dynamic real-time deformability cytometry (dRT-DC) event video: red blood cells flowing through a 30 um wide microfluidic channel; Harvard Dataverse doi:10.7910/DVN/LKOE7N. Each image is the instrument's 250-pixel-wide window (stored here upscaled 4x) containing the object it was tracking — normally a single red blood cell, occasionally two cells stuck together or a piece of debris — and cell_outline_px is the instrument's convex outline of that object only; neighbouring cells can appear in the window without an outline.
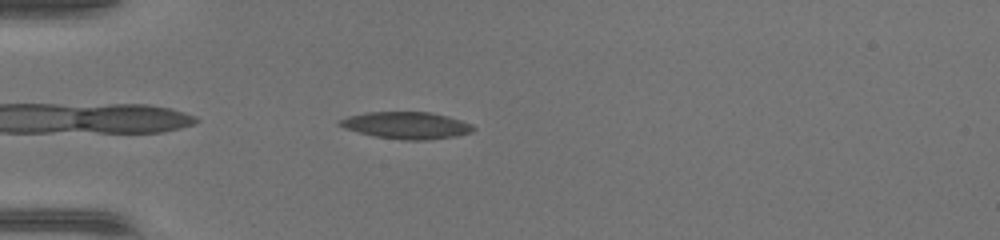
{"species": "common noctule bat (a hibernating species)", "species_latin": "Nyctalus noctula", "temperature_condition": "warm", "stored_images_in_passage": 37, "camera_frame_rate_fps": 3000, "um_per_image_px": 0.085, "animal": {"sex": "female", "body_mass_g": 17.0, "forearm_length_mm": 48.0}, "frame": {"image": 1, "passage_image": 3, "time_ms": 0.667, "image_size_px": [1000, 240], "cell_outline_px": [[476, 128], [472, 132], [456, 136], [428, 140], [404, 140], [376, 136], [344, 128], [336, 124], [336, 120], [348, 116], [368, 112], [432, 112], [448, 116], [472, 124]], "centroid_in_image_um": [34.55, 10.65], "position_along_channel_um": 50.5, "area_um2": 21.04}}
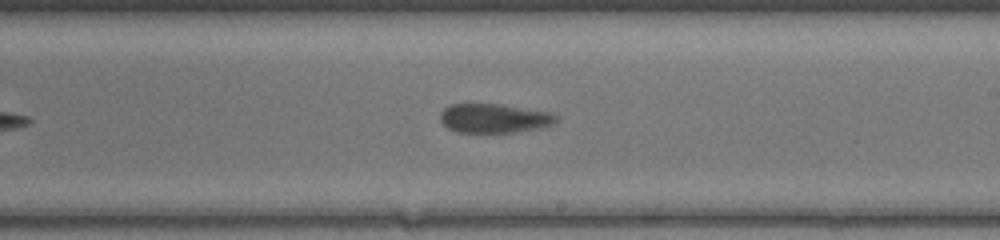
{"frame": {"image": 2, "passage_image": 18, "time_ms": 5.667, "image_size_px": [1000, 240], "cell_outline_px": [[560, 116], [556, 124], [540, 128], [516, 132], [456, 132], [448, 128], [440, 120], [440, 112], [448, 104], [504, 104], [552, 112]], "centroid_in_image_um": [42.07, 10.04], "position_along_channel_um": 246.9, "area_um2": 20.11}}
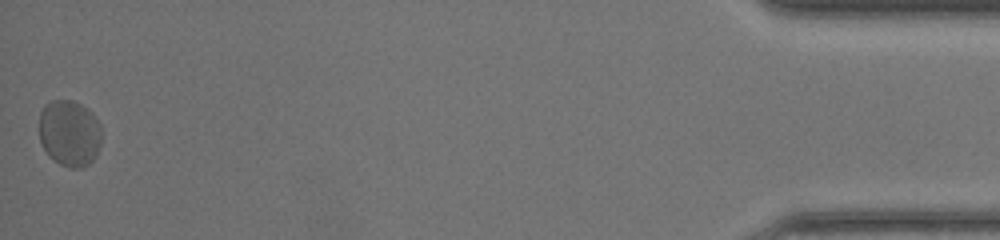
{"frame": {"image": 3, "passage_image": 37, "time_ms": 12.0, "image_size_px": [1000, 240], "cell_outline_px": [[100, 144], [96, 156], [88, 164], [80, 168], [68, 168], [52, 160], [48, 156], [40, 144], [40, 112], [44, 104], [52, 100], [72, 100], [88, 108], [92, 112], [100, 124]], "centroid_in_image_um": [5.89, 11.32], "position_along_channel_um": 429.3, "area_um2": 24.45}, "authors_computed_cell_mechanics": {"area_um2": 21.097, "velocity_mm_per_s": 4.3024, "shape_relaxation_time_tau1_ms": null, "shape_relaxation_time_tau2_ms": 1.2766, "deformation_change_tau1": null, "deformation_change_tau2": 0.0598}}